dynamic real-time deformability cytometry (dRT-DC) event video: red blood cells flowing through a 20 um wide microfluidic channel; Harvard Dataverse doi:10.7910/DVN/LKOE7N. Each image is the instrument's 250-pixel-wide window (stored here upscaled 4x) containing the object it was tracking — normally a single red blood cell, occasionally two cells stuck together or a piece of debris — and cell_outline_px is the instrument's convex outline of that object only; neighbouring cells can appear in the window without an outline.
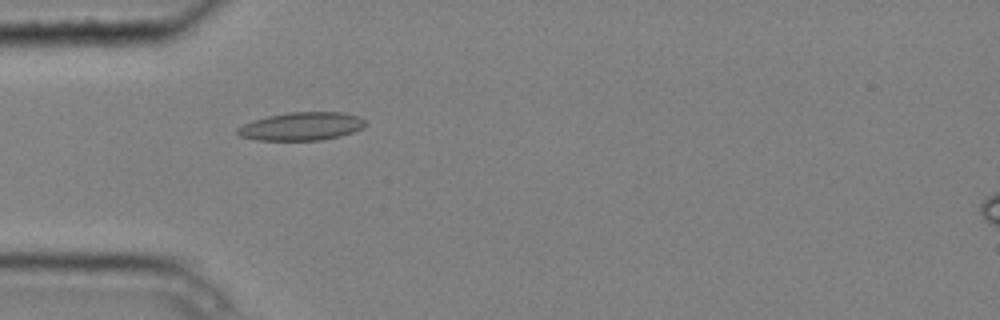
{"species": "common noctule bat (a hibernating species)", "species_latin": "Nyctalus noctula", "temperature_condition": "cold", "stored_images_in_passage": 5, "camera_frame_rate_fps": 3000, "um_per_image_px": 0.085, "animal": {"sex": "male", "body_mass_g": 20.4}, "frame": {"image": 1, "passage_image": 5, "time_ms": 1.333, "image_size_px": [1000, 320], "cell_outline_px": [[364, 128], [340, 136], [320, 140], [256, 140], [240, 136], [236, 132], [236, 128], [244, 124], [268, 116], [288, 112], [344, 112], [360, 116], [364, 120]], "centroid_in_image_um": [25.64, 10.73], "position_along_channel_um": 59.4, "area_um2": 20.92}}